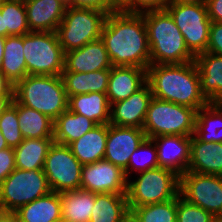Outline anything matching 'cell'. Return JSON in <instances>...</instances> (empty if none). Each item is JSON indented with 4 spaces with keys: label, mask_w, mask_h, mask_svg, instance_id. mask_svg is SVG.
Returning a JSON list of instances; mask_svg holds the SVG:
<instances>
[{
    "label": "cell",
    "mask_w": 222,
    "mask_h": 222,
    "mask_svg": "<svg viewBox=\"0 0 222 222\" xmlns=\"http://www.w3.org/2000/svg\"><path fill=\"white\" fill-rule=\"evenodd\" d=\"M194 136L200 141L222 143L221 102H209L197 111Z\"/></svg>",
    "instance_id": "cell-27"
},
{
    "label": "cell",
    "mask_w": 222,
    "mask_h": 222,
    "mask_svg": "<svg viewBox=\"0 0 222 222\" xmlns=\"http://www.w3.org/2000/svg\"><path fill=\"white\" fill-rule=\"evenodd\" d=\"M82 167L68 145L53 142L43 168L51 191L62 193L80 189Z\"/></svg>",
    "instance_id": "cell-11"
},
{
    "label": "cell",
    "mask_w": 222,
    "mask_h": 222,
    "mask_svg": "<svg viewBox=\"0 0 222 222\" xmlns=\"http://www.w3.org/2000/svg\"><path fill=\"white\" fill-rule=\"evenodd\" d=\"M0 131L9 148H16L24 139L20 131L15 99L0 116Z\"/></svg>",
    "instance_id": "cell-36"
},
{
    "label": "cell",
    "mask_w": 222,
    "mask_h": 222,
    "mask_svg": "<svg viewBox=\"0 0 222 222\" xmlns=\"http://www.w3.org/2000/svg\"><path fill=\"white\" fill-rule=\"evenodd\" d=\"M152 97L151 88L146 82L129 98L111 104L109 124L142 129Z\"/></svg>",
    "instance_id": "cell-15"
},
{
    "label": "cell",
    "mask_w": 222,
    "mask_h": 222,
    "mask_svg": "<svg viewBox=\"0 0 222 222\" xmlns=\"http://www.w3.org/2000/svg\"><path fill=\"white\" fill-rule=\"evenodd\" d=\"M101 39L112 66L150 65V48L143 14L112 12L107 15Z\"/></svg>",
    "instance_id": "cell-1"
},
{
    "label": "cell",
    "mask_w": 222,
    "mask_h": 222,
    "mask_svg": "<svg viewBox=\"0 0 222 222\" xmlns=\"http://www.w3.org/2000/svg\"><path fill=\"white\" fill-rule=\"evenodd\" d=\"M146 82V69L135 66H112L106 92L110 105L129 98Z\"/></svg>",
    "instance_id": "cell-19"
},
{
    "label": "cell",
    "mask_w": 222,
    "mask_h": 222,
    "mask_svg": "<svg viewBox=\"0 0 222 222\" xmlns=\"http://www.w3.org/2000/svg\"><path fill=\"white\" fill-rule=\"evenodd\" d=\"M107 15L101 10L67 6L62 22L56 31L64 52L79 49L101 38Z\"/></svg>",
    "instance_id": "cell-7"
},
{
    "label": "cell",
    "mask_w": 222,
    "mask_h": 222,
    "mask_svg": "<svg viewBox=\"0 0 222 222\" xmlns=\"http://www.w3.org/2000/svg\"><path fill=\"white\" fill-rule=\"evenodd\" d=\"M56 222H70V221H66V220L60 219V220H58Z\"/></svg>",
    "instance_id": "cell-53"
},
{
    "label": "cell",
    "mask_w": 222,
    "mask_h": 222,
    "mask_svg": "<svg viewBox=\"0 0 222 222\" xmlns=\"http://www.w3.org/2000/svg\"><path fill=\"white\" fill-rule=\"evenodd\" d=\"M66 4L72 8L95 9L109 14V0H66Z\"/></svg>",
    "instance_id": "cell-40"
},
{
    "label": "cell",
    "mask_w": 222,
    "mask_h": 222,
    "mask_svg": "<svg viewBox=\"0 0 222 222\" xmlns=\"http://www.w3.org/2000/svg\"><path fill=\"white\" fill-rule=\"evenodd\" d=\"M194 62L198 68L202 94L209 102L222 103V56L204 52L197 55Z\"/></svg>",
    "instance_id": "cell-20"
},
{
    "label": "cell",
    "mask_w": 222,
    "mask_h": 222,
    "mask_svg": "<svg viewBox=\"0 0 222 222\" xmlns=\"http://www.w3.org/2000/svg\"><path fill=\"white\" fill-rule=\"evenodd\" d=\"M147 83L153 97L196 109L209 101L202 94L198 68L194 61L183 64H150Z\"/></svg>",
    "instance_id": "cell-2"
},
{
    "label": "cell",
    "mask_w": 222,
    "mask_h": 222,
    "mask_svg": "<svg viewBox=\"0 0 222 222\" xmlns=\"http://www.w3.org/2000/svg\"><path fill=\"white\" fill-rule=\"evenodd\" d=\"M5 213V211H3L1 208H0V217Z\"/></svg>",
    "instance_id": "cell-52"
},
{
    "label": "cell",
    "mask_w": 222,
    "mask_h": 222,
    "mask_svg": "<svg viewBox=\"0 0 222 222\" xmlns=\"http://www.w3.org/2000/svg\"><path fill=\"white\" fill-rule=\"evenodd\" d=\"M142 14L150 48V64H183L194 61L195 56L187 48L180 29L166 9Z\"/></svg>",
    "instance_id": "cell-3"
},
{
    "label": "cell",
    "mask_w": 222,
    "mask_h": 222,
    "mask_svg": "<svg viewBox=\"0 0 222 222\" xmlns=\"http://www.w3.org/2000/svg\"><path fill=\"white\" fill-rule=\"evenodd\" d=\"M166 10L180 29L189 51L195 57L206 52L211 25L206 5L168 4Z\"/></svg>",
    "instance_id": "cell-10"
},
{
    "label": "cell",
    "mask_w": 222,
    "mask_h": 222,
    "mask_svg": "<svg viewBox=\"0 0 222 222\" xmlns=\"http://www.w3.org/2000/svg\"><path fill=\"white\" fill-rule=\"evenodd\" d=\"M53 142V138L23 139L14 148L15 167L27 171L43 169L47 152Z\"/></svg>",
    "instance_id": "cell-28"
},
{
    "label": "cell",
    "mask_w": 222,
    "mask_h": 222,
    "mask_svg": "<svg viewBox=\"0 0 222 222\" xmlns=\"http://www.w3.org/2000/svg\"><path fill=\"white\" fill-rule=\"evenodd\" d=\"M15 169L14 149L6 148L0 150V183Z\"/></svg>",
    "instance_id": "cell-39"
},
{
    "label": "cell",
    "mask_w": 222,
    "mask_h": 222,
    "mask_svg": "<svg viewBox=\"0 0 222 222\" xmlns=\"http://www.w3.org/2000/svg\"><path fill=\"white\" fill-rule=\"evenodd\" d=\"M110 69L88 73L63 71L61 74L68 97L77 94L105 93L108 88Z\"/></svg>",
    "instance_id": "cell-25"
},
{
    "label": "cell",
    "mask_w": 222,
    "mask_h": 222,
    "mask_svg": "<svg viewBox=\"0 0 222 222\" xmlns=\"http://www.w3.org/2000/svg\"><path fill=\"white\" fill-rule=\"evenodd\" d=\"M207 0H168V4H195L206 5Z\"/></svg>",
    "instance_id": "cell-46"
},
{
    "label": "cell",
    "mask_w": 222,
    "mask_h": 222,
    "mask_svg": "<svg viewBox=\"0 0 222 222\" xmlns=\"http://www.w3.org/2000/svg\"><path fill=\"white\" fill-rule=\"evenodd\" d=\"M0 222H18V218L15 213L12 212H5L0 217Z\"/></svg>",
    "instance_id": "cell-47"
},
{
    "label": "cell",
    "mask_w": 222,
    "mask_h": 222,
    "mask_svg": "<svg viewBox=\"0 0 222 222\" xmlns=\"http://www.w3.org/2000/svg\"><path fill=\"white\" fill-rule=\"evenodd\" d=\"M97 124L87 117L66 110L54 121V142L69 145Z\"/></svg>",
    "instance_id": "cell-30"
},
{
    "label": "cell",
    "mask_w": 222,
    "mask_h": 222,
    "mask_svg": "<svg viewBox=\"0 0 222 222\" xmlns=\"http://www.w3.org/2000/svg\"><path fill=\"white\" fill-rule=\"evenodd\" d=\"M0 36L7 37V28H4V22L1 12H0Z\"/></svg>",
    "instance_id": "cell-49"
},
{
    "label": "cell",
    "mask_w": 222,
    "mask_h": 222,
    "mask_svg": "<svg viewBox=\"0 0 222 222\" xmlns=\"http://www.w3.org/2000/svg\"><path fill=\"white\" fill-rule=\"evenodd\" d=\"M1 72L15 85L27 76L23 53V36H7L4 44Z\"/></svg>",
    "instance_id": "cell-32"
},
{
    "label": "cell",
    "mask_w": 222,
    "mask_h": 222,
    "mask_svg": "<svg viewBox=\"0 0 222 222\" xmlns=\"http://www.w3.org/2000/svg\"><path fill=\"white\" fill-rule=\"evenodd\" d=\"M130 210L126 194H95L89 222H128Z\"/></svg>",
    "instance_id": "cell-26"
},
{
    "label": "cell",
    "mask_w": 222,
    "mask_h": 222,
    "mask_svg": "<svg viewBox=\"0 0 222 222\" xmlns=\"http://www.w3.org/2000/svg\"><path fill=\"white\" fill-rule=\"evenodd\" d=\"M112 12L134 13V0H109V14Z\"/></svg>",
    "instance_id": "cell-43"
},
{
    "label": "cell",
    "mask_w": 222,
    "mask_h": 222,
    "mask_svg": "<svg viewBox=\"0 0 222 222\" xmlns=\"http://www.w3.org/2000/svg\"><path fill=\"white\" fill-rule=\"evenodd\" d=\"M206 7L211 22H222V0H207Z\"/></svg>",
    "instance_id": "cell-42"
},
{
    "label": "cell",
    "mask_w": 222,
    "mask_h": 222,
    "mask_svg": "<svg viewBox=\"0 0 222 222\" xmlns=\"http://www.w3.org/2000/svg\"><path fill=\"white\" fill-rule=\"evenodd\" d=\"M0 96H14V84L1 71Z\"/></svg>",
    "instance_id": "cell-44"
},
{
    "label": "cell",
    "mask_w": 222,
    "mask_h": 222,
    "mask_svg": "<svg viewBox=\"0 0 222 222\" xmlns=\"http://www.w3.org/2000/svg\"><path fill=\"white\" fill-rule=\"evenodd\" d=\"M215 217L203 208L191 204L184 198L177 196V216L178 222H214Z\"/></svg>",
    "instance_id": "cell-37"
},
{
    "label": "cell",
    "mask_w": 222,
    "mask_h": 222,
    "mask_svg": "<svg viewBox=\"0 0 222 222\" xmlns=\"http://www.w3.org/2000/svg\"><path fill=\"white\" fill-rule=\"evenodd\" d=\"M17 117L24 139L54 138V121L43 113L17 102Z\"/></svg>",
    "instance_id": "cell-31"
},
{
    "label": "cell",
    "mask_w": 222,
    "mask_h": 222,
    "mask_svg": "<svg viewBox=\"0 0 222 222\" xmlns=\"http://www.w3.org/2000/svg\"><path fill=\"white\" fill-rule=\"evenodd\" d=\"M206 52L222 56V22H211Z\"/></svg>",
    "instance_id": "cell-38"
},
{
    "label": "cell",
    "mask_w": 222,
    "mask_h": 222,
    "mask_svg": "<svg viewBox=\"0 0 222 222\" xmlns=\"http://www.w3.org/2000/svg\"><path fill=\"white\" fill-rule=\"evenodd\" d=\"M137 179L127 181L129 210L135 207L165 202L179 195L180 176L175 172L157 167L138 173Z\"/></svg>",
    "instance_id": "cell-6"
},
{
    "label": "cell",
    "mask_w": 222,
    "mask_h": 222,
    "mask_svg": "<svg viewBox=\"0 0 222 222\" xmlns=\"http://www.w3.org/2000/svg\"><path fill=\"white\" fill-rule=\"evenodd\" d=\"M95 194L83 189L60 193L62 219L70 222H89Z\"/></svg>",
    "instance_id": "cell-29"
},
{
    "label": "cell",
    "mask_w": 222,
    "mask_h": 222,
    "mask_svg": "<svg viewBox=\"0 0 222 222\" xmlns=\"http://www.w3.org/2000/svg\"><path fill=\"white\" fill-rule=\"evenodd\" d=\"M197 110L152 97L143 131L147 138L161 135H194Z\"/></svg>",
    "instance_id": "cell-5"
},
{
    "label": "cell",
    "mask_w": 222,
    "mask_h": 222,
    "mask_svg": "<svg viewBox=\"0 0 222 222\" xmlns=\"http://www.w3.org/2000/svg\"><path fill=\"white\" fill-rule=\"evenodd\" d=\"M151 139L156 145L158 167L169 169L179 176L187 172L191 151L190 136L161 135Z\"/></svg>",
    "instance_id": "cell-16"
},
{
    "label": "cell",
    "mask_w": 222,
    "mask_h": 222,
    "mask_svg": "<svg viewBox=\"0 0 222 222\" xmlns=\"http://www.w3.org/2000/svg\"><path fill=\"white\" fill-rule=\"evenodd\" d=\"M14 99L55 121L68 110V96L61 75H27L14 85Z\"/></svg>",
    "instance_id": "cell-4"
},
{
    "label": "cell",
    "mask_w": 222,
    "mask_h": 222,
    "mask_svg": "<svg viewBox=\"0 0 222 222\" xmlns=\"http://www.w3.org/2000/svg\"><path fill=\"white\" fill-rule=\"evenodd\" d=\"M146 138L141 128L108 124L104 159L124 170L131 155Z\"/></svg>",
    "instance_id": "cell-14"
},
{
    "label": "cell",
    "mask_w": 222,
    "mask_h": 222,
    "mask_svg": "<svg viewBox=\"0 0 222 222\" xmlns=\"http://www.w3.org/2000/svg\"><path fill=\"white\" fill-rule=\"evenodd\" d=\"M5 38L3 36H0V70H1V65H2V60L4 57V44H5Z\"/></svg>",
    "instance_id": "cell-48"
},
{
    "label": "cell",
    "mask_w": 222,
    "mask_h": 222,
    "mask_svg": "<svg viewBox=\"0 0 222 222\" xmlns=\"http://www.w3.org/2000/svg\"><path fill=\"white\" fill-rule=\"evenodd\" d=\"M27 75H61L65 52L56 32H30L23 35Z\"/></svg>",
    "instance_id": "cell-8"
},
{
    "label": "cell",
    "mask_w": 222,
    "mask_h": 222,
    "mask_svg": "<svg viewBox=\"0 0 222 222\" xmlns=\"http://www.w3.org/2000/svg\"><path fill=\"white\" fill-rule=\"evenodd\" d=\"M179 194L214 217L222 216V176L187 171L180 176Z\"/></svg>",
    "instance_id": "cell-12"
},
{
    "label": "cell",
    "mask_w": 222,
    "mask_h": 222,
    "mask_svg": "<svg viewBox=\"0 0 222 222\" xmlns=\"http://www.w3.org/2000/svg\"><path fill=\"white\" fill-rule=\"evenodd\" d=\"M14 96H0V116L13 102Z\"/></svg>",
    "instance_id": "cell-45"
},
{
    "label": "cell",
    "mask_w": 222,
    "mask_h": 222,
    "mask_svg": "<svg viewBox=\"0 0 222 222\" xmlns=\"http://www.w3.org/2000/svg\"><path fill=\"white\" fill-rule=\"evenodd\" d=\"M51 192L43 169H15L0 183V208L14 213Z\"/></svg>",
    "instance_id": "cell-9"
},
{
    "label": "cell",
    "mask_w": 222,
    "mask_h": 222,
    "mask_svg": "<svg viewBox=\"0 0 222 222\" xmlns=\"http://www.w3.org/2000/svg\"><path fill=\"white\" fill-rule=\"evenodd\" d=\"M111 68L112 64L101 38L65 53L63 71L88 73Z\"/></svg>",
    "instance_id": "cell-18"
},
{
    "label": "cell",
    "mask_w": 222,
    "mask_h": 222,
    "mask_svg": "<svg viewBox=\"0 0 222 222\" xmlns=\"http://www.w3.org/2000/svg\"><path fill=\"white\" fill-rule=\"evenodd\" d=\"M18 222H56L62 219L60 193L50 192L14 212Z\"/></svg>",
    "instance_id": "cell-23"
},
{
    "label": "cell",
    "mask_w": 222,
    "mask_h": 222,
    "mask_svg": "<svg viewBox=\"0 0 222 222\" xmlns=\"http://www.w3.org/2000/svg\"><path fill=\"white\" fill-rule=\"evenodd\" d=\"M127 181L128 179L121 167L102 159L83 165L80 189L96 194H126Z\"/></svg>",
    "instance_id": "cell-13"
},
{
    "label": "cell",
    "mask_w": 222,
    "mask_h": 222,
    "mask_svg": "<svg viewBox=\"0 0 222 222\" xmlns=\"http://www.w3.org/2000/svg\"><path fill=\"white\" fill-rule=\"evenodd\" d=\"M0 12L7 36H23L30 33L23 0H2Z\"/></svg>",
    "instance_id": "cell-33"
},
{
    "label": "cell",
    "mask_w": 222,
    "mask_h": 222,
    "mask_svg": "<svg viewBox=\"0 0 222 222\" xmlns=\"http://www.w3.org/2000/svg\"><path fill=\"white\" fill-rule=\"evenodd\" d=\"M6 148H9V147L7 145L5 138L2 135V132L0 131V150L6 149Z\"/></svg>",
    "instance_id": "cell-50"
},
{
    "label": "cell",
    "mask_w": 222,
    "mask_h": 222,
    "mask_svg": "<svg viewBox=\"0 0 222 222\" xmlns=\"http://www.w3.org/2000/svg\"><path fill=\"white\" fill-rule=\"evenodd\" d=\"M168 0H134V13L165 10Z\"/></svg>",
    "instance_id": "cell-41"
},
{
    "label": "cell",
    "mask_w": 222,
    "mask_h": 222,
    "mask_svg": "<svg viewBox=\"0 0 222 222\" xmlns=\"http://www.w3.org/2000/svg\"><path fill=\"white\" fill-rule=\"evenodd\" d=\"M187 171L222 176V143L200 141L192 135Z\"/></svg>",
    "instance_id": "cell-21"
},
{
    "label": "cell",
    "mask_w": 222,
    "mask_h": 222,
    "mask_svg": "<svg viewBox=\"0 0 222 222\" xmlns=\"http://www.w3.org/2000/svg\"><path fill=\"white\" fill-rule=\"evenodd\" d=\"M214 222H222V216L215 217Z\"/></svg>",
    "instance_id": "cell-51"
},
{
    "label": "cell",
    "mask_w": 222,
    "mask_h": 222,
    "mask_svg": "<svg viewBox=\"0 0 222 222\" xmlns=\"http://www.w3.org/2000/svg\"><path fill=\"white\" fill-rule=\"evenodd\" d=\"M177 216V197L174 199L135 207L130 211L134 222H174Z\"/></svg>",
    "instance_id": "cell-34"
},
{
    "label": "cell",
    "mask_w": 222,
    "mask_h": 222,
    "mask_svg": "<svg viewBox=\"0 0 222 222\" xmlns=\"http://www.w3.org/2000/svg\"><path fill=\"white\" fill-rule=\"evenodd\" d=\"M68 110L99 124L110 123L111 105L105 93L93 92L68 97Z\"/></svg>",
    "instance_id": "cell-24"
},
{
    "label": "cell",
    "mask_w": 222,
    "mask_h": 222,
    "mask_svg": "<svg viewBox=\"0 0 222 222\" xmlns=\"http://www.w3.org/2000/svg\"><path fill=\"white\" fill-rule=\"evenodd\" d=\"M107 134L108 124H99L68 146L82 165L91 164L104 159Z\"/></svg>",
    "instance_id": "cell-22"
},
{
    "label": "cell",
    "mask_w": 222,
    "mask_h": 222,
    "mask_svg": "<svg viewBox=\"0 0 222 222\" xmlns=\"http://www.w3.org/2000/svg\"><path fill=\"white\" fill-rule=\"evenodd\" d=\"M146 155V156H145ZM158 167L157 150L154 141L146 138L131 155L128 166L124 169L127 179L131 172H143Z\"/></svg>",
    "instance_id": "cell-35"
},
{
    "label": "cell",
    "mask_w": 222,
    "mask_h": 222,
    "mask_svg": "<svg viewBox=\"0 0 222 222\" xmlns=\"http://www.w3.org/2000/svg\"><path fill=\"white\" fill-rule=\"evenodd\" d=\"M30 32H56L65 15L66 0H23Z\"/></svg>",
    "instance_id": "cell-17"
}]
</instances>
